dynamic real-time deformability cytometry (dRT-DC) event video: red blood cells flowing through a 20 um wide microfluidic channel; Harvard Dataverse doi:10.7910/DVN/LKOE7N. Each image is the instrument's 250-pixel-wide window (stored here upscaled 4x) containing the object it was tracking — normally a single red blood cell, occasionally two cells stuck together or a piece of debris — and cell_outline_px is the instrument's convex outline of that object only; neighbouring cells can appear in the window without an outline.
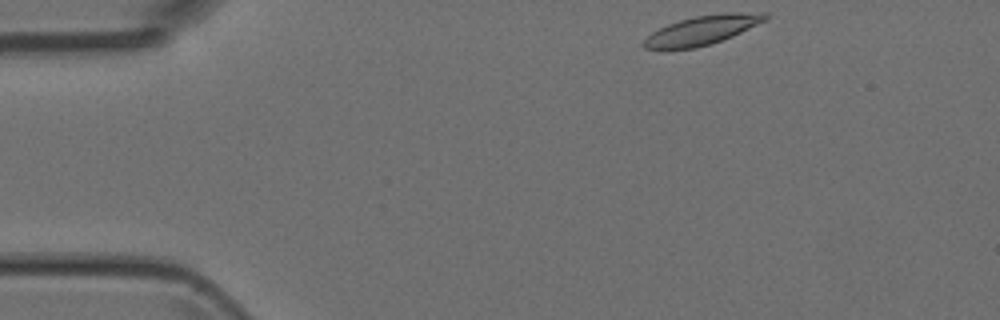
{"species": "Egyptian fruit bat (a non-hibernating species)", "species_latin": "Rousettus aegyptiacus", "temperature_condition": "room temperature", "stored_images_in_passage": 42, "camera_frame_rate_fps": 3000, "um_per_image_px": 0.085, "animal": {"sex": "female"}, "frame": {"image": 1, "passage_image": 1, "time_ms": 0.0, "image_size_px": [1000, 320], "cell_outline_px": [[768, 16], [764, 20], [732, 36], [712, 44], [696, 48], [664, 52], [644, 48], [640, 44], [652, 32], [668, 24], [680, 20], [696, 16], [724, 12], [768, 12]], "centroid_in_image_um": [59.59, 2.61], "position_along_channel_um": 25.4, "area_um2": 21.04}}
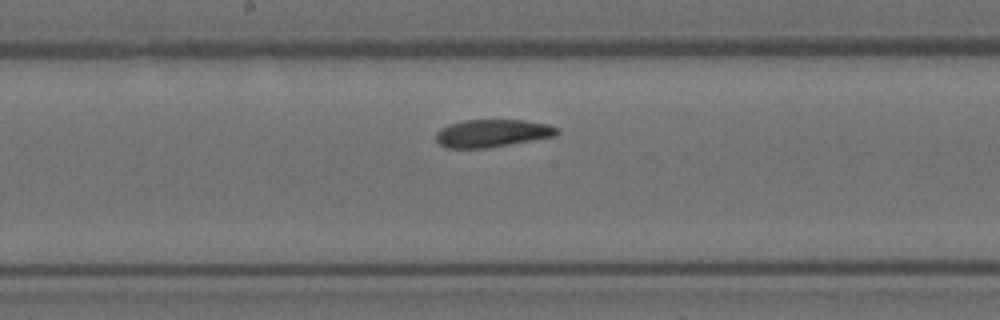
{"frame": {"image": 2, "passage_image": 19, "time_ms": 6.0, "image_size_px": [1000, 320], "cell_outline_px": [[560, 132], [556, 136], [484, 148], [448, 148], [440, 144], [436, 140], [436, 132], [440, 128], [448, 124], [464, 120], [524, 120], [548, 124], [560, 128]], "centroid_in_image_um": [41.85, 11.31], "position_along_channel_um": 206.4, "area_um2": 19.54}}
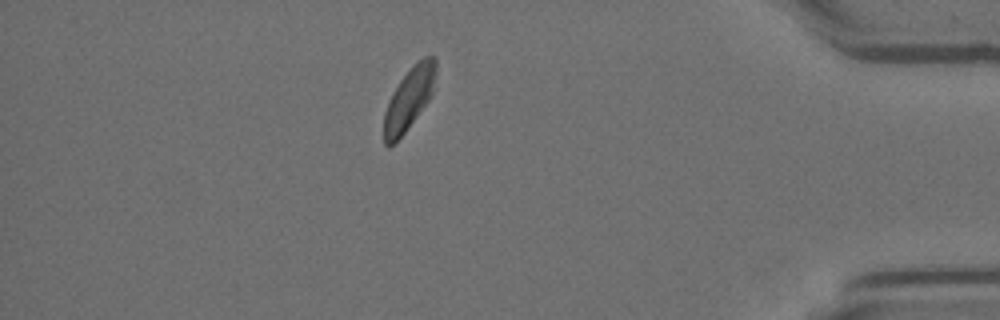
{"frame": {"image": 3, "passage_image": 36, "time_ms": 11.667, "image_size_px": [1000, 320], "cell_outline_px": [[436, 88], [428, 100], [404, 132], [388, 148], [384, 144], [384, 112], [388, 100], [392, 92], [400, 80], [416, 60], [424, 56], [436, 56]], "centroid_in_image_um": [34.79, 8.32], "position_along_channel_um": 400.4, "area_um2": 18.84}}